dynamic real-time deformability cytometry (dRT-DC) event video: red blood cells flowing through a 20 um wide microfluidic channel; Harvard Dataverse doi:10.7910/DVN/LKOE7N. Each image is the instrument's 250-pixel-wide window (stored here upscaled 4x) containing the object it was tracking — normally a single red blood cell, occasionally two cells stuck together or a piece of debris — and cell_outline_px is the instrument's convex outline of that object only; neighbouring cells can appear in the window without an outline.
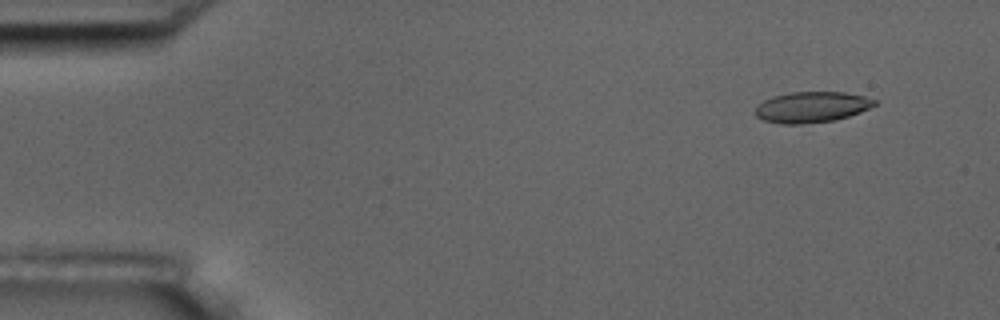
{"species": "common noctule bat (a hibernating species)", "species_latin": "Nyctalus noctula", "temperature_condition": "room temperature", "stored_images_in_passage": 56, "camera_frame_rate_fps": 3000, "um_per_image_px": 0.085, "animal": {"sex": "male", "body_mass_g": 17.5, "forearm_length_mm": 52.3}, "frame": {"image": 1, "passage_image": 5, "time_ms": 1.333, "image_size_px": [1000, 320], "cell_outline_px": [[876, 104], [860, 112], [836, 120], [800, 124], [780, 124], [764, 120], [756, 116], [756, 104], [772, 96], [792, 92], [844, 92], [864, 96], [876, 100]], "centroid_in_image_um": [68.97, 9.1], "position_along_channel_um": 16.0, "area_um2": 21.39}}
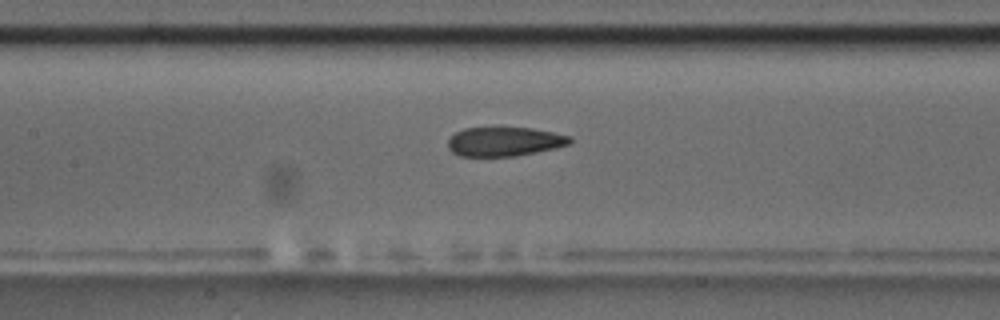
{"frame": {"image": 2, "passage_image": 26, "time_ms": 8.333, "image_size_px": [1000, 320], "cell_outline_px": [[572, 140], [568, 144], [556, 148], [516, 156], [460, 156], [452, 152], [448, 148], [448, 140], [456, 132], [464, 128], [500, 124], [532, 128], [572, 136]], "centroid_in_image_um": [42.86, 11.98], "position_along_channel_um": 164.5, "area_um2": 21.62}}
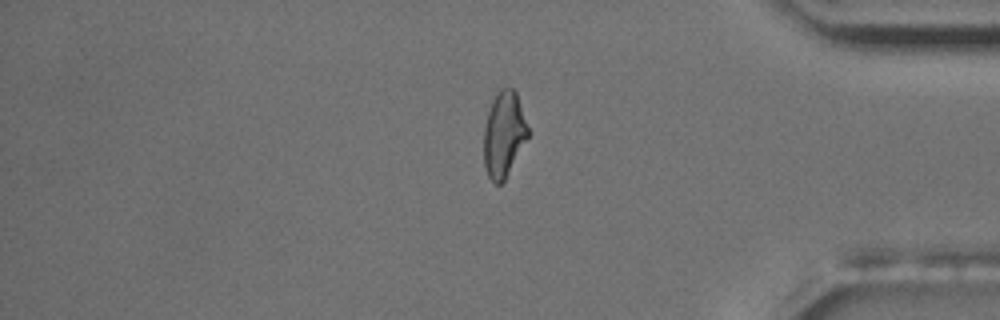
{"frame": {"image": 3, "passage_image": 47, "time_ms": 15.333, "image_size_px": [1000, 320], "cell_outline_px": [[528, 136], [504, 180], [500, 184], [496, 184], [488, 176], [484, 168], [484, 128], [488, 112], [492, 100], [496, 92], [500, 88], [512, 88], [516, 92], [528, 128]], "centroid_in_image_um": [42.8, 11.4], "position_along_channel_um": 392.4, "area_um2": 21.68}, "authors_computed_cell_mechanics": {"area_um2": 22.1952, "velocity_mm_per_s": 3.5989, "shape_relaxation_time_tau1_ms": 6.7954, "shape_relaxation_time_tau2_ms": 2.1769, "deformation_change_tau1": 0.165, "deformation_change_tau2": 0.0819}}